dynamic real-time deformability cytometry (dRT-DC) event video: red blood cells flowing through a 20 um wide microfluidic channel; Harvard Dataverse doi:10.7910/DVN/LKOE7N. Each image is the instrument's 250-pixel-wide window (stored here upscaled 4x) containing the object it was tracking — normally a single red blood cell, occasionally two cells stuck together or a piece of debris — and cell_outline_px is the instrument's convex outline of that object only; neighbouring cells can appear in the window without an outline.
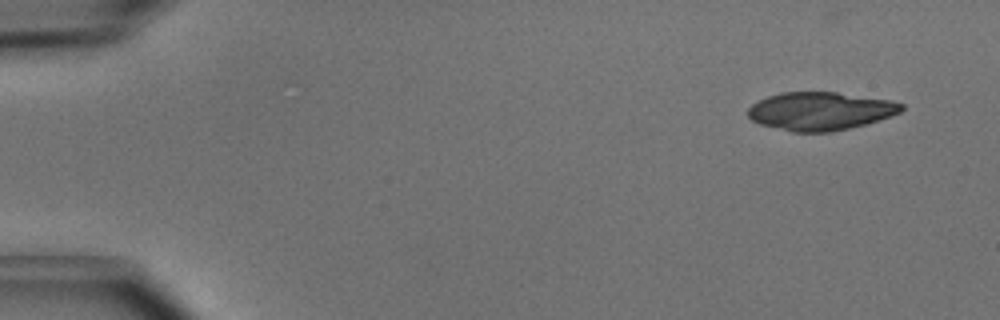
{"species": "common noctule bat (a hibernating species)", "species_latin": "Nyctalus noctula", "temperature_condition": "cold", "stored_images_in_passage": 4, "camera_frame_rate_fps": 3000, "um_per_image_px": 0.085, "animal": {"sex": "male", "body_mass_g": 15.6}, "frame": {"image": 1, "passage_image": 1, "time_ms": 0.0, "image_size_px": [1000, 320], "cell_outline_px": [[904, 108], [900, 112], [864, 124], [848, 128], [828, 132], [792, 132], [760, 124], [752, 120], [748, 116], [748, 108], [752, 104], [768, 96], [780, 92], [836, 92], [888, 100], [904, 104]], "centroid_in_image_um": [69.68, 9.44], "position_along_channel_um": 15.3, "area_um2": 33.76}}